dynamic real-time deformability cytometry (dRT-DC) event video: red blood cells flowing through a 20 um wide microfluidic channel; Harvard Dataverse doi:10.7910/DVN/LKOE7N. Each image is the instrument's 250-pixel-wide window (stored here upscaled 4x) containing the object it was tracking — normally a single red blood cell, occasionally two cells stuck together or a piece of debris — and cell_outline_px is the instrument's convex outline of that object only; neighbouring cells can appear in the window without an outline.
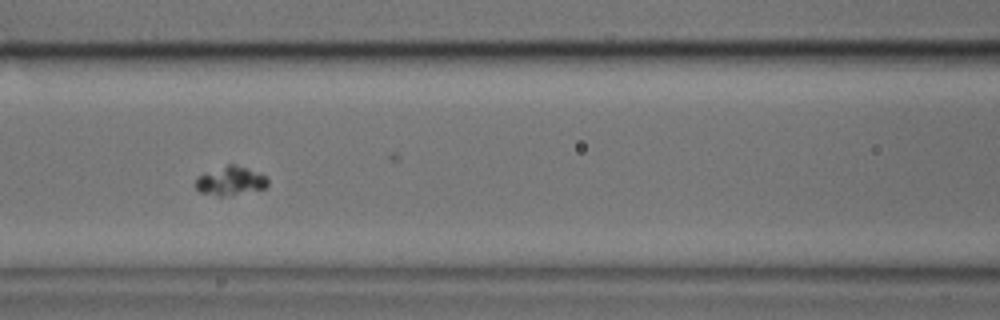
{"species": "common noctule bat (a hibernating species)", "species_latin": "Nyctalus noctula", "temperature_condition": "cold", "stored_images_in_passage": 32, "camera_frame_rate_fps": 3000, "um_per_image_px": 0.085, "animal": {"sex": "male", "body_mass_g": 17.9, "forearm_length_mm": 54.2}, "frame": {"image": 1, "passage_image": 12, "time_ms": 3.667, "image_size_px": [1000, 320], "cell_outline_px": [[268, 184], [264, 188], [220, 196], [216, 196], [200, 192], [196, 188], [196, 176], [204, 172], [228, 164], [236, 164], [260, 172], [268, 180]], "centroid_in_image_um": [19.55, 15.34], "position_along_channel_um": 147.0, "area_um2": 12.02}}
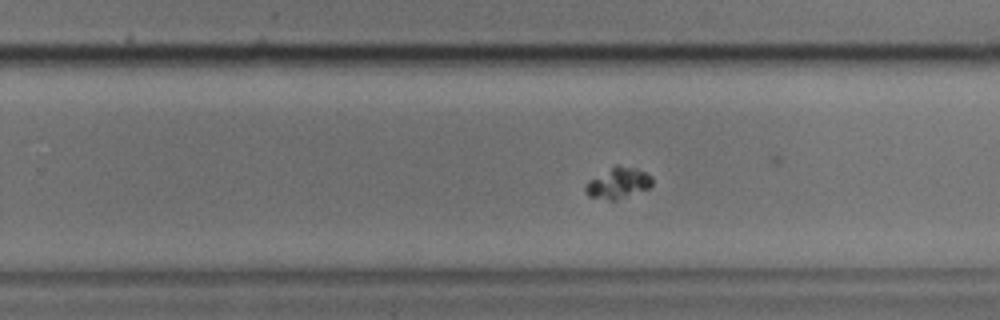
{"frame": {"image": 2, "passage_image": 22, "time_ms": 7.0, "image_size_px": [1000, 320], "cell_outline_px": [[652, 184], [648, 188], [612, 200], [608, 200], [588, 196], [584, 192], [584, 184], [588, 180], [616, 164], [636, 168], [652, 176]], "centroid_in_image_um": [52.48, 15.53], "position_along_channel_um": 277.3, "area_um2": 11.91}}
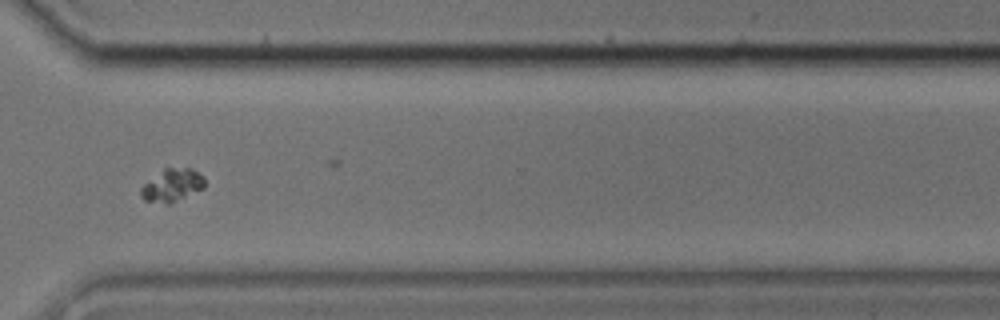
{"frame": {"image": 3, "passage_image": 28, "time_ms": 9.0, "image_size_px": [1000, 320], "cell_outline_px": [[204, 188], [172, 204], [168, 204], [144, 200], [140, 196], [140, 188], [144, 184], [164, 168], [192, 168], [204, 176]], "centroid_in_image_um": [14.64, 15.76], "position_along_channel_um": 356.0, "area_um2": 12.25}}